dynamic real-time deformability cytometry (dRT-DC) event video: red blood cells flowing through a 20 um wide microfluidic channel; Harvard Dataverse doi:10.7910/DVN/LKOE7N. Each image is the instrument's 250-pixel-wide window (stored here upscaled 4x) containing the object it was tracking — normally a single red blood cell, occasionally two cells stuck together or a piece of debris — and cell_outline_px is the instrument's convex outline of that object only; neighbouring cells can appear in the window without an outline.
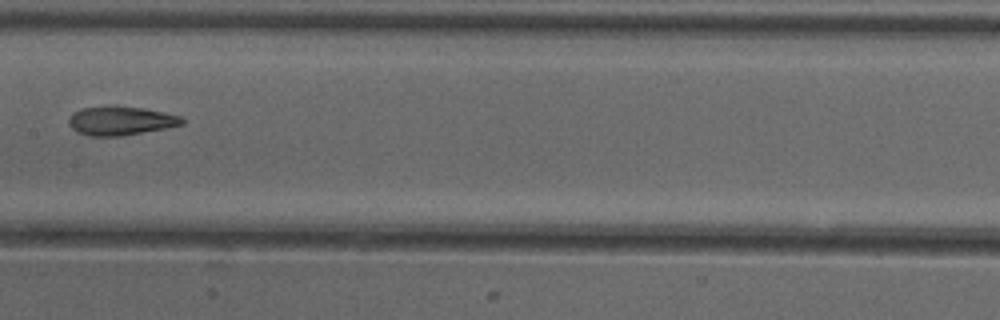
{"species": "common noctule bat (a hibernating species)", "species_latin": "Nyctalus noctula", "temperature_condition": "cold", "stored_images_in_passage": 7, "camera_frame_rate_fps": 3000, "um_per_image_px": 0.085, "animal": {"sex": "female"}, "frame": {"image": 1, "passage_image": 6, "time_ms": 6.667, "image_size_px": [1000, 320], "cell_outline_px": [[184, 124], [168, 128], [120, 136], [88, 136], [76, 132], [68, 124], [68, 120], [72, 112], [84, 108], [108, 104], [144, 108], [164, 112], [180, 116], [184, 120]], "centroid_in_image_um": [10.23, 10.25], "position_along_channel_um": 197.2, "area_um2": 19.48}}
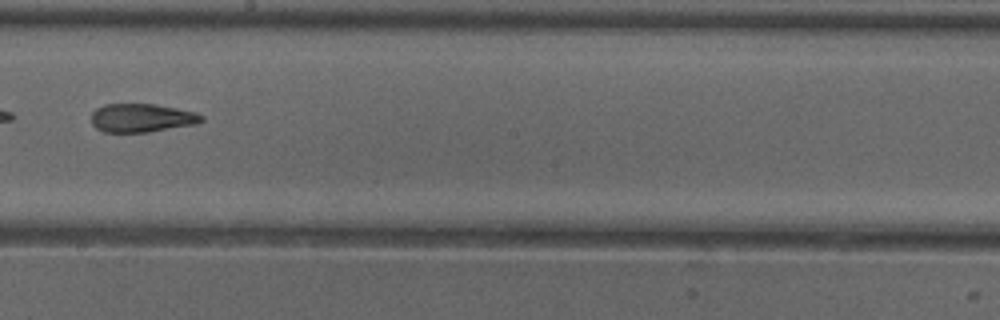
{"frame": {"image": 2, "passage_image": 7, "time_ms": 7.667, "image_size_px": [1000, 320], "cell_outline_px": [[204, 120], [196, 124], [148, 132], [104, 132], [96, 128], [92, 124], [92, 112], [96, 108], [104, 104], [152, 104], [176, 108], [196, 112], [204, 116]], "centroid_in_image_um": [12.04, 10.02], "position_along_channel_um": 236.2, "area_um2": 18.32}}